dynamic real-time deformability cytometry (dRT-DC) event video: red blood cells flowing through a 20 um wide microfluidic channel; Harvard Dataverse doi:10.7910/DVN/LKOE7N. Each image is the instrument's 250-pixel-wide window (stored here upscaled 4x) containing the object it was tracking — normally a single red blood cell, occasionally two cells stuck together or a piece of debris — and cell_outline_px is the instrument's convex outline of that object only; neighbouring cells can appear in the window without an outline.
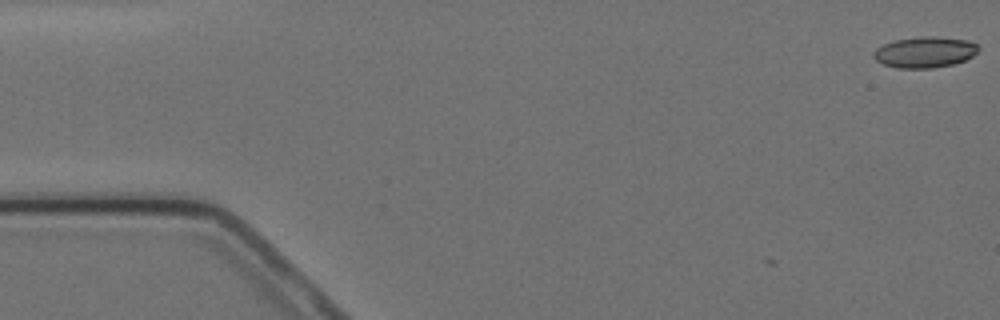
{"species": "Egyptian fruit bat (a non-hibernating species)", "species_latin": "Rousettus aegyptiacus", "temperature_condition": "cold", "stored_images_in_passage": 2, "camera_frame_rate_fps": 3000, "um_per_image_px": 0.085, "animal": {"sex": "female"}, "frame": {"image": 1, "passage_image": 2, "time_ms": 1.0, "image_size_px": [1000, 320], "cell_outline_px": [[980, 48], [972, 56], [964, 60], [952, 64], [932, 68], [896, 68], [884, 64], [876, 60], [872, 56], [876, 48], [884, 44], [896, 40], [924, 36], [932, 36], [968, 40], [976, 44]], "centroid_in_image_um": [78.6, 4.43], "position_along_channel_um": 6.4, "area_um2": 18.73}}